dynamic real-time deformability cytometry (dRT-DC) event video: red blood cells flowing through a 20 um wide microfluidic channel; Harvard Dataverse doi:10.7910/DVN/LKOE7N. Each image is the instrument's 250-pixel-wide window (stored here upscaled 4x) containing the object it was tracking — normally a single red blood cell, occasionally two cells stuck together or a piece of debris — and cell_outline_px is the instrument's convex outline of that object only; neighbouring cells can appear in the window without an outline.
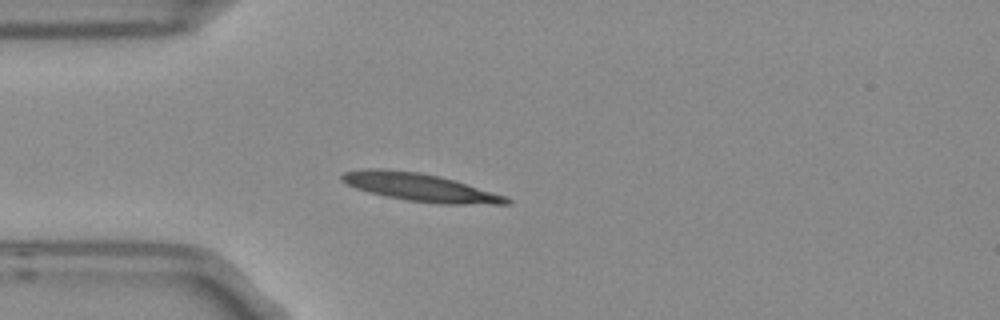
{"species": "Egyptian fruit bat (a non-hibernating species)", "species_latin": "Rousettus aegyptiacus", "temperature_condition": "room temperature", "stored_images_in_passage": 3, "camera_frame_rate_fps": 3000, "um_per_image_px": 0.085, "frame": {"image": 1, "passage_image": 3, "time_ms": 0.667, "image_size_px": [1000, 320], "cell_outline_px": [[512, 204], [440, 204], [404, 200], [384, 196], [368, 192], [356, 188], [340, 180], [340, 176], [344, 172], [372, 168], [384, 168], [420, 172], [452, 180], [504, 196], [512, 200]], "centroid_in_image_um": [35.64, 15.93], "position_along_channel_um": 49.4, "area_um2": 26.47}}